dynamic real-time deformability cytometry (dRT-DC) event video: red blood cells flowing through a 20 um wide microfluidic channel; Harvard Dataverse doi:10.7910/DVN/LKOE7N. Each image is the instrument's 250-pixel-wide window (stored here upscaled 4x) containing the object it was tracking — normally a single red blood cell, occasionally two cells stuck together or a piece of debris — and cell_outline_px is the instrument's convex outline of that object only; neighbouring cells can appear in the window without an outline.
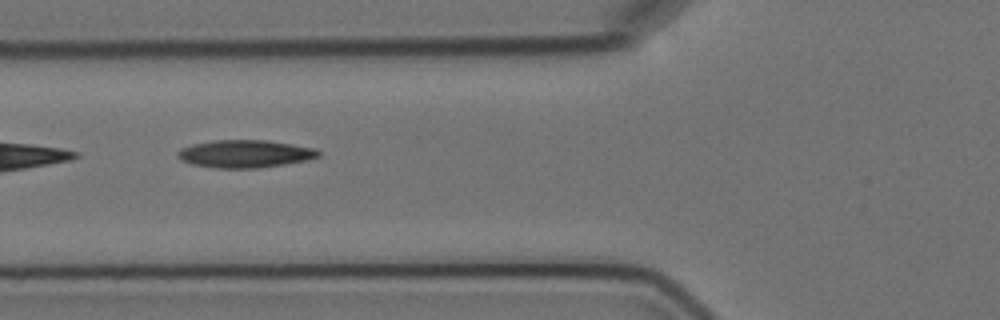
{"species": "Egyptian fruit bat (a non-hibernating species)", "species_latin": "Rousettus aegyptiacus", "temperature_condition": "cold", "stored_images_in_passage": 6, "camera_frame_rate_fps": 3000, "um_per_image_px": 0.085, "animal": {"sex": "female"}, "frame": {"image": 1, "passage_image": 6, "time_ms": 6.333, "image_size_px": [1000, 320], "cell_outline_px": [[320, 156], [308, 160], [256, 168], [216, 168], [192, 164], [180, 160], [176, 156], [176, 152], [180, 148], [192, 144], [216, 140], [264, 140], [292, 144], [312, 148], [320, 152]], "centroid_in_image_um": [20.76, 13.07], "position_along_channel_um": 105.0, "area_um2": 22.6}}